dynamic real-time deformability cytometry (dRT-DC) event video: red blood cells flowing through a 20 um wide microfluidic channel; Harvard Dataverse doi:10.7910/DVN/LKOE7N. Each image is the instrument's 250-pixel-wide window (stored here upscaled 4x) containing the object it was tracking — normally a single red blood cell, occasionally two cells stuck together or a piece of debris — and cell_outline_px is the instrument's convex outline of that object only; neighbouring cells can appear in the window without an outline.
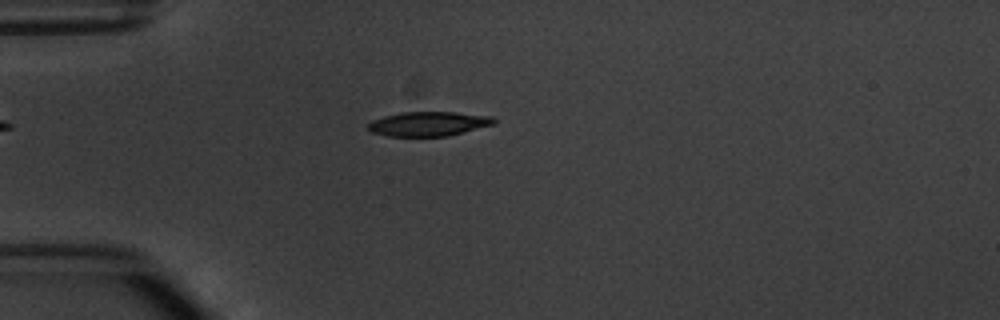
{"species": "common noctule bat (a hibernating species)", "species_latin": "Nyctalus noctula", "temperature_condition": "warm", "stored_images_in_passage": 5, "camera_frame_rate_fps": 3000, "um_per_image_px": 0.085, "animal": {"sex": "male", "body_mass_g": 20.1, "forearm_length_mm": 53.5}, "frame": {"image": 1, "passage_image": 4, "time_ms": 3.667, "image_size_px": [1000, 320], "cell_outline_px": [[496, 124], [448, 136], [388, 136], [372, 132], [368, 128], [368, 124], [372, 120], [384, 116], [400, 112], [456, 112], [492, 116], [496, 120]], "centroid_in_image_um": [36.46, 10.52], "position_along_channel_um": 48.5, "area_um2": 17.98}}